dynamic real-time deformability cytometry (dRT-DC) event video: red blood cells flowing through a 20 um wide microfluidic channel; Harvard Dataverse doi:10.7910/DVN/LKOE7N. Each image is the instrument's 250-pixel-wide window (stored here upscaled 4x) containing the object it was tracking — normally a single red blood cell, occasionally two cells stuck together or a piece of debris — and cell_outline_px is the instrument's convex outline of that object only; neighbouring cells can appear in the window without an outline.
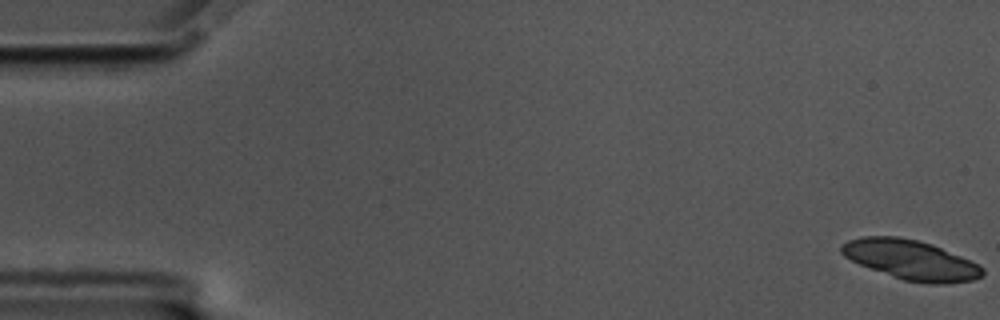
{"species": "common noctule bat (a hibernating species)", "species_latin": "Nyctalus noctula", "temperature_condition": "cold", "stored_images_in_passage": 58, "segment_of_instrument_passage": [1, 2], "camera_frame_rate_fps": 3000, "um_per_image_px": 0.085, "animal": {"sex": "male", "body_mass_g": 17.5, "forearm_length_mm": 52.3}, "frame": {"image": 1, "passage_image": 1, "time_ms": 0.0, "image_size_px": [1000, 320], "cell_outline_px": [[984, 272], [980, 276], [972, 280], [944, 284], [932, 284], [904, 280], [860, 264], [844, 256], [840, 252], [840, 244], [848, 240], [864, 236], [900, 236], [932, 244], [960, 256], [984, 268]], "centroid_in_image_um": [77.39, 22.08], "position_along_channel_um": 7.6, "area_um2": 32.19}}